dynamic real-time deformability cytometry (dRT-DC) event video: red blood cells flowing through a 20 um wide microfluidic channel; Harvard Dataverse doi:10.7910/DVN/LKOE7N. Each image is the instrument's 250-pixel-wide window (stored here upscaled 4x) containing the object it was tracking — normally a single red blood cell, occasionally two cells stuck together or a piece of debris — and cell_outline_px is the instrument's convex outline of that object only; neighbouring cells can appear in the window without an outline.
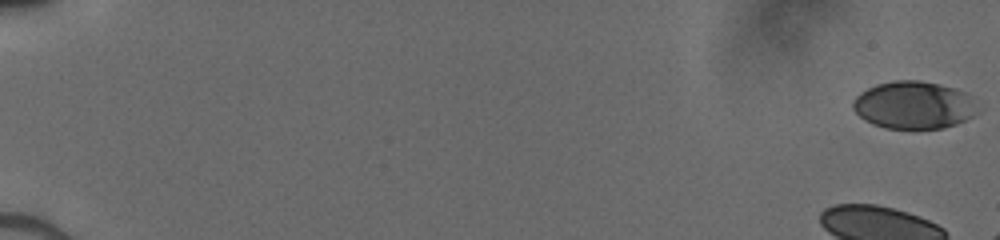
{"species": "human", "species_latin": "Homo sapiens", "temperature_condition": "cold", "stored_images_in_passage": 17, "camera_frame_rate_fps": 3000, "um_per_image_px": 0.085, "donor": {"sex": "male"}, "frame": {"image": 1, "passage_image": 1, "time_ms": 0.0, "image_size_px": [1000, 240], "cell_outline_px": [[980, 112], [956, 124], [944, 128], [888, 128], [872, 124], [864, 120], [852, 108], [852, 100], [860, 92], [876, 84], [892, 80], [920, 80], [940, 84], [956, 88], [964, 92], [968, 96]], "centroid_in_image_um": [77.64, 8.92], "position_along_channel_um": 7.4, "area_um2": 34.56}}